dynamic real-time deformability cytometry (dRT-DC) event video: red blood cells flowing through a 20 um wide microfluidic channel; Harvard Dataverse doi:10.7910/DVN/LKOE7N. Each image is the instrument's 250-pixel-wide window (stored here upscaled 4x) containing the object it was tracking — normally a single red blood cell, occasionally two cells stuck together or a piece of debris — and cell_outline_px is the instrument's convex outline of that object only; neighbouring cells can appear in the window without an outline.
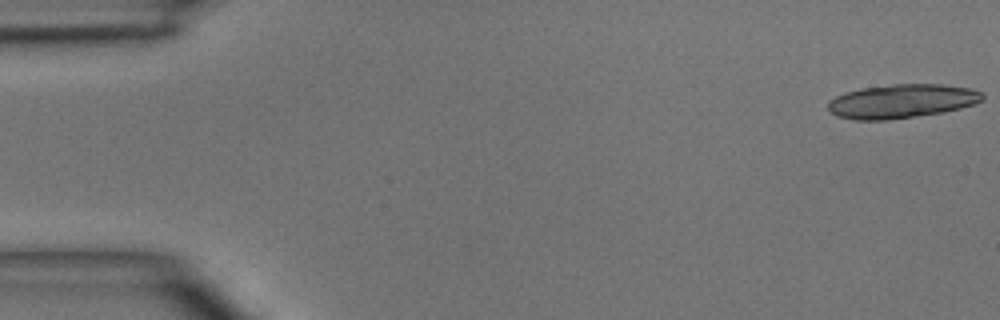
{"species": "common noctule bat (a hibernating species)", "species_latin": "Nyctalus noctula", "temperature_condition": "room temperature", "stored_images_in_passage": 7, "segment_of_instrument_passage": [1, 2], "camera_frame_rate_fps": 3000, "um_per_image_px": 0.085, "animal": {"sex": "male", "body_mass_g": 15.6}, "frame": {"image": 1, "passage_image": 1, "time_ms": 0.0, "image_size_px": [1000, 320], "cell_outline_px": [[984, 96], [980, 100], [972, 104], [960, 108], [940, 112], [884, 120], [856, 120], [836, 116], [828, 112], [828, 100], [844, 92], [860, 88], [892, 84], [944, 84], [968, 88], [980, 92]], "centroid_in_image_um": [76.55, 8.59], "position_along_channel_um": 8.4, "area_um2": 30.29}}